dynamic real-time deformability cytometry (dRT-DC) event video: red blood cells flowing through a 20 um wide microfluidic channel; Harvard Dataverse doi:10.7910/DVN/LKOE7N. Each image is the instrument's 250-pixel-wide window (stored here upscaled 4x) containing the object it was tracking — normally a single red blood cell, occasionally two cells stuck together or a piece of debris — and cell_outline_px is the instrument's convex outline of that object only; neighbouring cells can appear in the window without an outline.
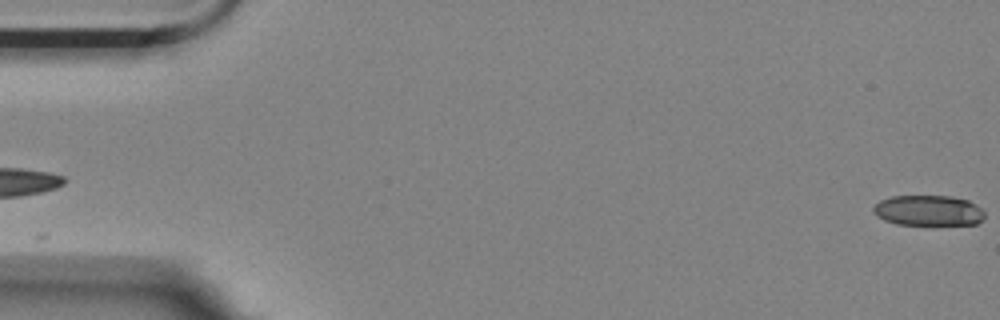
{"species": "Egyptian fruit bat (a non-hibernating species)", "species_latin": "Rousettus aegyptiacus", "temperature_condition": "room temperature", "stored_images_in_passage": 4, "segment_of_instrument_passage": [2, 2], "camera_frame_rate_fps": 3000, "um_per_image_px": 0.085, "animal": {"sex": "female"}, "frame": {"image": 1, "passage_image": 4, "time_ms": 1.0, "image_size_px": [1000, 320], "cell_outline_px": [[984, 216], [976, 224], [896, 224], [884, 220], [876, 216], [872, 212], [872, 208], [880, 200], [892, 196], [952, 196], [968, 200], [976, 204], [984, 212]], "centroid_in_image_um": [78.88, 17.88], "position_along_channel_um": 6.1, "area_um2": 19.71}}